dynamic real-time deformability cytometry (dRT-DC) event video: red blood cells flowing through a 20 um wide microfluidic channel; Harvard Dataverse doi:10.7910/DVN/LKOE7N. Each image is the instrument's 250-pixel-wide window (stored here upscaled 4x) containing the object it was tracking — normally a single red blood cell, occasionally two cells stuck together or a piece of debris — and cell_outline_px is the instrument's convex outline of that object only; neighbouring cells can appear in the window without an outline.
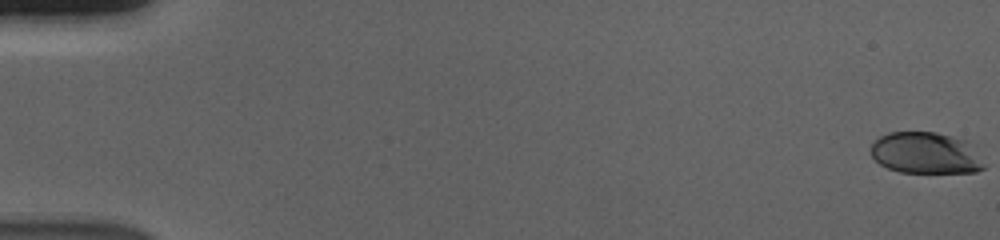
{"species": "human", "species_latin": "Homo sapiens", "temperature_condition": "cold", "stored_images_in_passage": 57, "camera_frame_rate_fps": 3000, "um_per_image_px": 0.085, "donor": {"sex": "male"}, "frame": {"image": 1, "passage_image": 1, "time_ms": 0.0, "image_size_px": [1000, 240], "cell_outline_px": [[984, 168], [976, 172], [900, 172], [888, 168], [880, 164], [872, 156], [872, 144], [880, 136], [888, 132], [936, 132], [968, 140], [976, 144], [984, 164]], "centroid_in_image_um": [78.76, 12.99], "position_along_channel_um": 6.2, "area_um2": 27.69}}
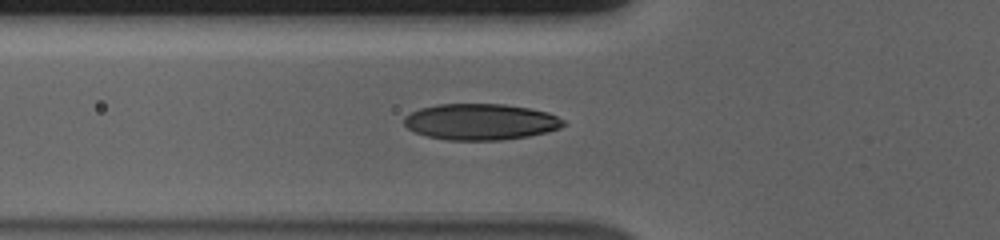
{"frame": {"image": 2, "passage_image": 22, "time_ms": 7.0, "image_size_px": [1000, 240], "cell_outline_px": [[568, 124], [560, 128], [548, 132], [528, 136], [504, 140], [448, 140], [428, 136], [416, 132], [408, 128], [404, 124], [404, 116], [420, 108], [436, 104], [504, 104], [528, 108], [548, 112], [564, 120]], "centroid_in_image_um": [40.88, 10.35], "position_along_channel_um": 84.9, "area_um2": 33.7}}
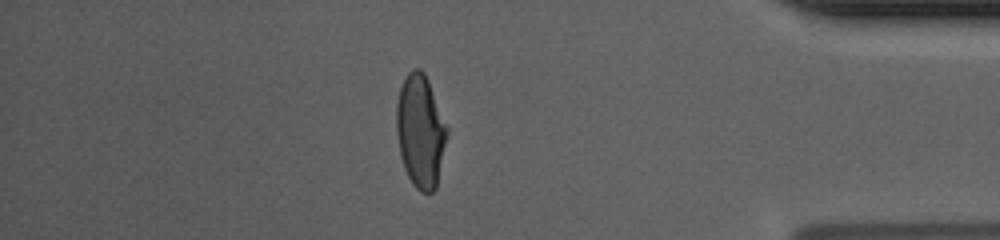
{"frame": {"image": 3, "passage_image": 50, "time_ms": 16.333, "image_size_px": [1000, 240], "cell_outline_px": [[448, 132], [436, 188], [432, 192], [420, 192], [412, 184], [404, 168], [400, 156], [396, 132], [396, 104], [400, 88], [408, 72], [412, 68], [420, 68], [424, 72], [428, 80], [448, 128]], "centroid_in_image_um": [35.72, 11.14], "position_along_channel_um": 399.5, "area_um2": 33.29}, "authors_computed_cell_mechanics": {"area_um2": 32.8304, "velocity_mm_per_s": 3.6985, "shape_relaxation_time_tau1_ms": 4.4462, "shape_relaxation_time_tau2_ms": null, "deformation_change_tau1": 0.1894, "deformation_change_tau2": null}}